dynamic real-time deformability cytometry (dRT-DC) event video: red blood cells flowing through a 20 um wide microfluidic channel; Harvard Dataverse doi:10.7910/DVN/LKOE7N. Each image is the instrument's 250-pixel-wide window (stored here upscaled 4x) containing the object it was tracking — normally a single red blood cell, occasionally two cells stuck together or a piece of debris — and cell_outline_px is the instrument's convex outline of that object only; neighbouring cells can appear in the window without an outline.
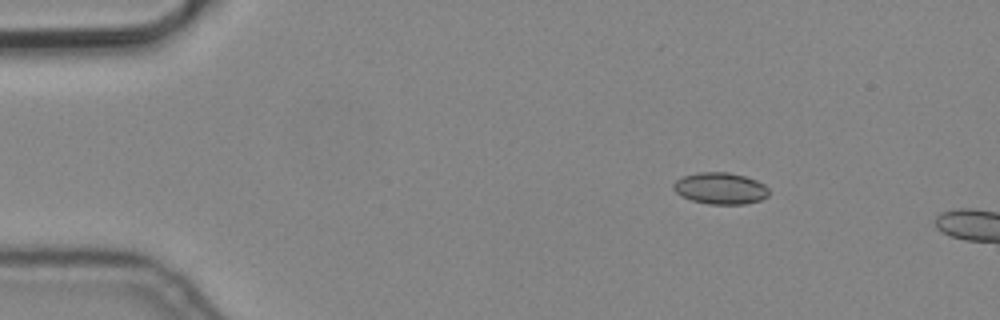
{"species": "common noctule bat (a hibernating species)", "species_latin": "Nyctalus noctula", "temperature_condition": "cold", "stored_images_in_passage": 3, "camera_frame_rate_fps": 3000, "um_per_image_px": 0.085, "animal": {"sex": "male", "body_mass_g": 19.2, "forearm_length_mm": 51.8}, "frame": {"image": 1, "passage_image": 2, "time_ms": 0.333, "image_size_px": [1000, 320], "cell_outline_px": [[768, 196], [760, 200], [744, 204], [708, 204], [692, 200], [676, 192], [672, 188], [672, 184], [676, 180], [684, 176], [700, 172], [728, 172], [744, 176], [756, 180], [764, 184], [768, 188]], "centroid_in_image_um": [61.24, 16.01], "position_along_channel_um": 23.8, "area_um2": 17.46}}